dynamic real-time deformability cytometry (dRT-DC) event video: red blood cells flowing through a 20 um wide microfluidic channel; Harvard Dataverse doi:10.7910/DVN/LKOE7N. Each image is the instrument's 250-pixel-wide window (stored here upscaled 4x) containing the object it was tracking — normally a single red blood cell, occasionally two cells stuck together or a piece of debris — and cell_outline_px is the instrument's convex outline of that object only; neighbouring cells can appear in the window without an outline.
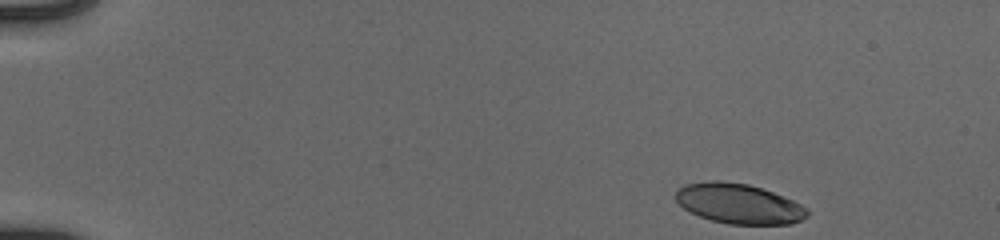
{"species": "human", "species_latin": "Homo sapiens", "temperature_condition": "cold", "stored_images_in_passage": 48, "camera_frame_rate_fps": 3000, "um_per_image_px": 0.085, "donor": {"sex": "male"}, "frame": {"image": 1, "passage_image": 1, "time_ms": 0.0, "image_size_px": [1000, 240], "cell_outline_px": [[808, 216], [792, 224], [728, 224], [712, 220], [700, 216], [684, 208], [676, 200], [676, 192], [684, 184], [712, 180], [720, 180], [748, 184], [772, 192], [792, 200], [808, 208]], "centroid_in_image_um": [62.8, 17.31], "position_along_channel_um": 22.2, "area_um2": 30.46}}
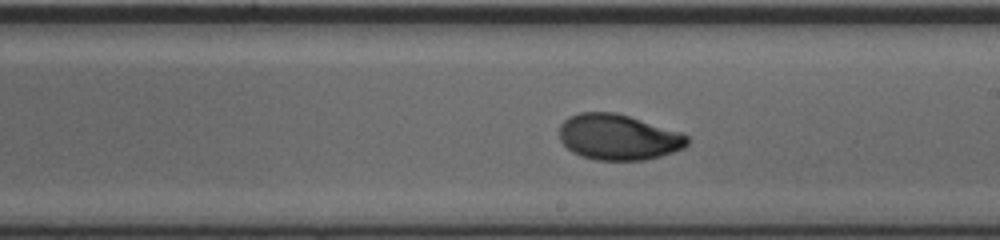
{"frame": {"image": 2, "passage_image": 27, "time_ms": 8.667, "image_size_px": [1000, 240], "cell_outline_px": [[688, 144], [684, 148], [660, 156], [644, 160], [596, 160], [580, 156], [572, 152], [560, 140], [560, 124], [568, 116], [580, 112], [616, 112], [684, 132], [688, 136]], "centroid_in_image_um": [52.57, 11.65], "position_along_channel_um": 236.4, "area_um2": 34.39}}
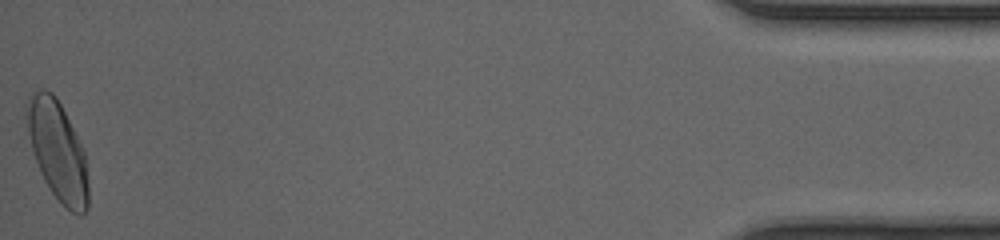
{"frame": {"image": 3, "passage_image": 48, "time_ms": 15.667, "image_size_px": [1000, 240], "cell_outline_px": [[88, 208], [80, 216], [72, 212], [52, 192], [44, 180], [40, 172], [32, 148], [24, 116], [24, 104], [36, 92], [44, 88], [52, 92], [56, 96], [84, 152], [88, 184]], "centroid_in_image_um": [4.87, 12.8], "position_along_channel_um": 430.3, "area_um2": 34.97}, "authors_computed_cell_mechanics": {"area_um2": 33.0327, "velocity_mm_per_s": 3.9519, "shape_relaxation_time_tau1_ms": 3.2547, "shape_relaxation_time_tau2_ms": 1.4148, "deformation_change_tau1": 0.1602, "deformation_change_tau2": 0.0512}}